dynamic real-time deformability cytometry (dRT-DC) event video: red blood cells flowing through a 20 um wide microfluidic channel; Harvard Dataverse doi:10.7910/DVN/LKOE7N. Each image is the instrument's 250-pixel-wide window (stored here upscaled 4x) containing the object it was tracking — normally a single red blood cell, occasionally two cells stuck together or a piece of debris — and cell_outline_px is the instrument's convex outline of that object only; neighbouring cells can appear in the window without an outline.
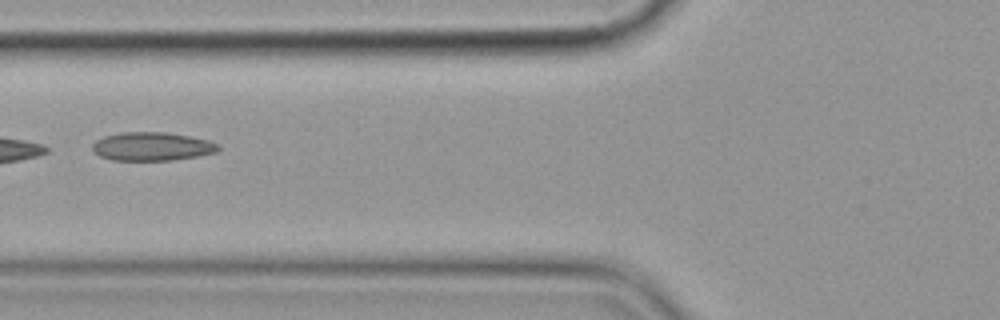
{"species": "common noctule bat (a hibernating species)", "species_latin": "Nyctalus noctula", "temperature_condition": "cold", "stored_images_in_passage": 9, "camera_frame_rate_fps": 3000, "um_per_image_px": 0.085, "animal": {"sex": "female", "body_mass_g": 19.9}, "frame": {"image": 1, "passage_image": 7, "time_ms": 7.0, "image_size_px": [1000, 320], "cell_outline_px": [[220, 148], [216, 152], [196, 156], [172, 160], [112, 160], [100, 156], [92, 152], [92, 144], [96, 140], [104, 136], [120, 132], [168, 132], [208, 140], [220, 144]], "centroid_in_image_um": [12.89, 12.44], "position_along_channel_um": 112.9, "area_um2": 20.98}}
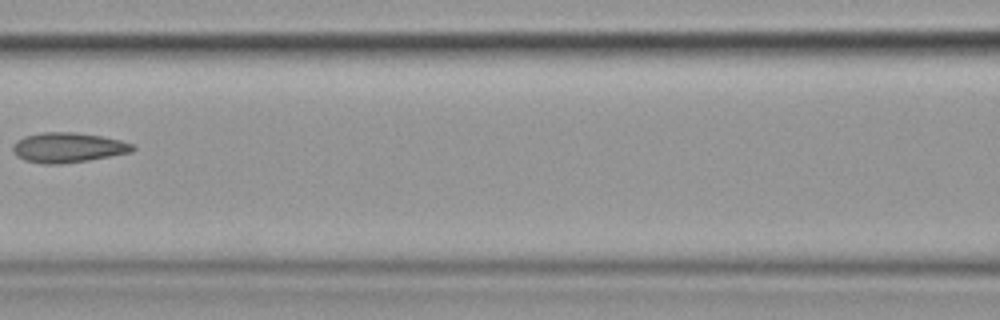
{"frame": {"image": 2, "passage_image": 8, "time_ms": 8.333, "image_size_px": [1000, 320], "cell_outline_px": [[136, 148], [132, 152], [88, 160], [60, 164], [44, 164], [24, 160], [16, 156], [12, 152], [12, 144], [16, 140], [24, 136], [40, 132], [76, 132], [100, 136], [120, 140], [132, 144]], "centroid_in_image_um": [5.72, 12.54], "position_along_channel_um": 160.9, "area_um2": 21.04}}
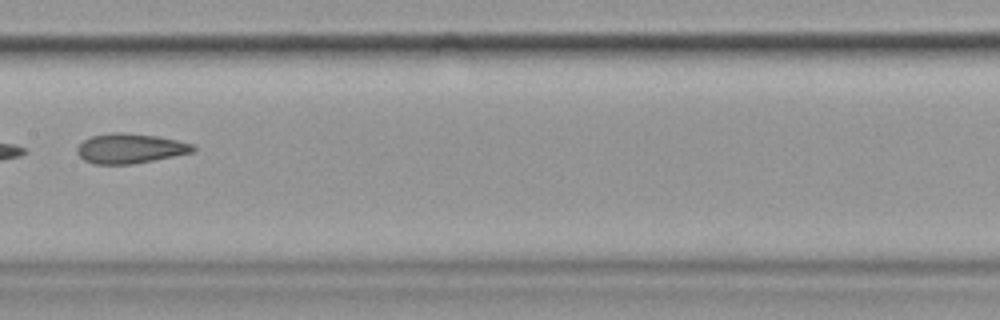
{"frame": {"image": 3, "passage_image": 9, "time_ms": 9.333, "image_size_px": [1000, 320], "cell_outline_px": [[196, 148], [192, 152], [132, 164], [92, 164], [84, 160], [76, 152], [76, 148], [84, 140], [92, 136], [112, 132], [124, 132], [156, 136], [176, 140], [192, 144]], "centroid_in_image_um": [11.01, 12.61], "position_along_channel_um": 196.4, "area_um2": 19.94}}